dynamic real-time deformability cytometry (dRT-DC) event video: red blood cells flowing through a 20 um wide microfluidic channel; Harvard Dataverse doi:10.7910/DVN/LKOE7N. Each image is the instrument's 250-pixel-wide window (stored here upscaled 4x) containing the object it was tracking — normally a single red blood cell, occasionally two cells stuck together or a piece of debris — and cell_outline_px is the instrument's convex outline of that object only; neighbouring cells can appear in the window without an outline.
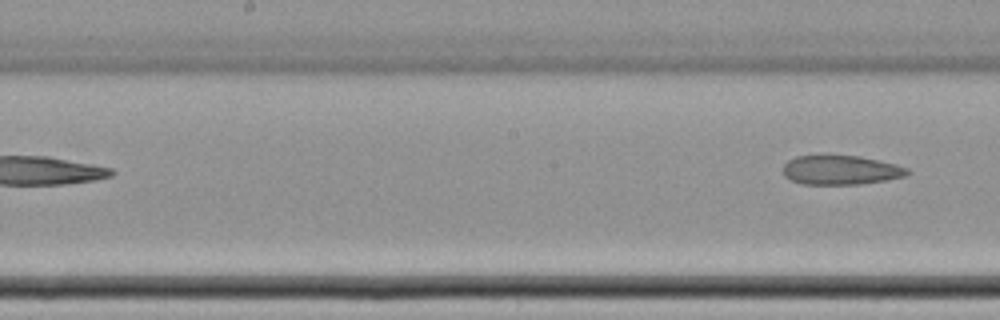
{"species": "common noctule bat (a hibernating species)", "species_latin": "Nyctalus noctula", "temperature_condition": "cold", "stored_images_in_passage": 10, "camera_frame_rate_fps": 3000, "um_per_image_px": 0.085, "animal": {"sex": "female", "body_mass_g": 22.7, "forearm_length_mm": 54.2}, "frame": {"image": 1, "passage_image": 10, "time_ms": 11.333, "image_size_px": [1000, 320], "cell_outline_px": [[908, 176], [860, 184], [804, 184], [792, 180], [784, 176], [784, 164], [788, 160], [796, 156], [860, 156], [896, 164], [908, 168]], "centroid_in_image_um": [71.48, 14.45], "position_along_channel_um": 176.7, "area_um2": 20.98}}